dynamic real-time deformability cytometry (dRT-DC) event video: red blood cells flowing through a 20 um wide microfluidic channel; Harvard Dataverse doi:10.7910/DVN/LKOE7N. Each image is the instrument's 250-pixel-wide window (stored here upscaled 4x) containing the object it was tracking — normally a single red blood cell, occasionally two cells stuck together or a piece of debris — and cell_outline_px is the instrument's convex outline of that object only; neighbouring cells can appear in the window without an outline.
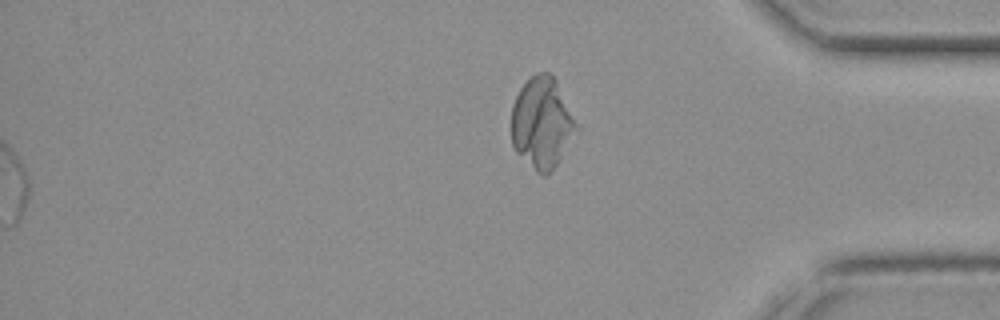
{"species": "common noctule bat (a hibernating species)", "species_latin": "Nyctalus noctula", "temperature_condition": "cold", "stored_images_in_passage": 52, "segment_of_instrument_passage": [2, 2], "camera_frame_rate_fps": 3000, "um_per_image_px": 0.085, "animal": {"sex": "female", "body_mass_g": 19.3, "forearm_length_mm": 54.1}, "frame": {"image": 1, "passage_image": 52, "time_ms": 17.0, "image_size_px": [1000, 320], "cell_outline_px": [[572, 128], [560, 156], [556, 164], [544, 176], [536, 172], [516, 152], [512, 144], [512, 104], [520, 88], [536, 72], [548, 72], [556, 80], [572, 120]], "centroid_in_image_um": [45.93, 10.42], "position_along_channel_um": 389.3, "area_um2": 32.43}}